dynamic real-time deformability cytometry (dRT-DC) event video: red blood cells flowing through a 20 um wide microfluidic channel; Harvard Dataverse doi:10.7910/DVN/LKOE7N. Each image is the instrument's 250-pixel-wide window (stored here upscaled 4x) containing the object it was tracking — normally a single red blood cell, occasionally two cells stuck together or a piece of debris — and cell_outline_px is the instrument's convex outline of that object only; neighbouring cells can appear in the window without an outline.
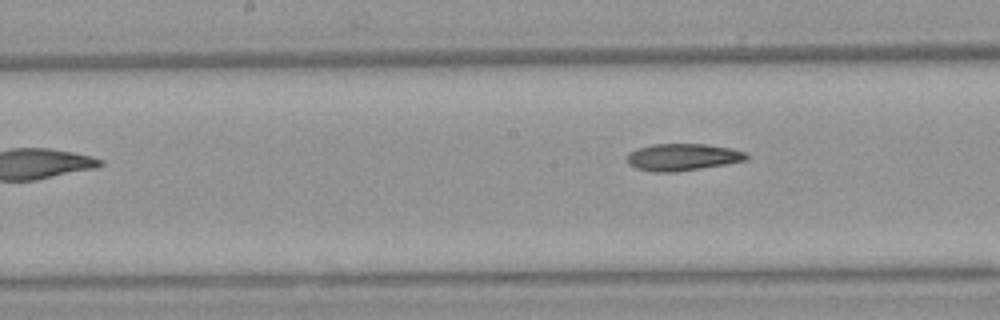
{"species": "Egyptian fruit bat (a non-hibernating species)", "species_latin": "Rousettus aegyptiacus", "temperature_condition": "warm", "stored_images_in_passage": 5, "camera_frame_rate_fps": 3000, "um_per_image_px": 0.085, "animal": {"sex": "female"}, "frame": {"image": 1, "passage_image": 5, "time_ms": 4.667, "image_size_px": [1000, 320], "cell_outline_px": [[748, 160], [676, 172], [652, 172], [636, 168], [628, 164], [628, 152], [636, 148], [652, 144], [708, 144], [732, 148], [744, 152], [748, 156]], "centroid_in_image_um": [58.0, 13.35], "position_along_channel_um": 190.2, "area_um2": 18.84}}